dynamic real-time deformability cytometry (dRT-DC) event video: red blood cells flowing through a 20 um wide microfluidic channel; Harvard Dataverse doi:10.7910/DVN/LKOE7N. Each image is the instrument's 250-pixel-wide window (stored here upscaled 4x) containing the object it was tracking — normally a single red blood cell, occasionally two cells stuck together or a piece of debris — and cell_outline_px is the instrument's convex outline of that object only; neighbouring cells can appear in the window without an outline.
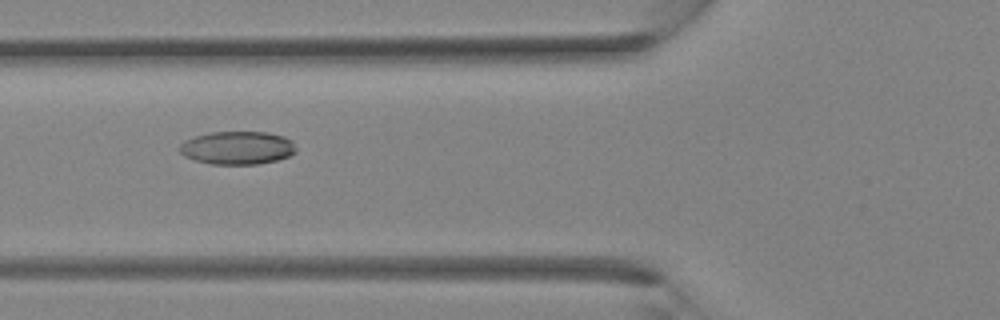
{"species": "Egyptian fruit bat (a non-hibernating species)", "species_latin": "Rousettus aegyptiacus", "temperature_condition": "room temperature", "stored_images_in_passage": 30, "camera_frame_rate_fps": 3000, "um_per_image_px": 0.085, "animal": {"sex": "female"}, "frame": {"image": 1, "passage_image": 9, "time_ms": 2.667, "image_size_px": [1000, 320], "cell_outline_px": [[296, 152], [288, 156], [276, 160], [256, 164], [212, 164], [196, 160], [184, 156], [180, 152], [180, 144], [184, 140], [196, 136], [212, 132], [268, 132], [284, 136], [292, 140], [296, 148]], "centroid_in_image_um": [20.19, 12.56], "position_along_channel_um": 105.6, "area_um2": 22.43}}
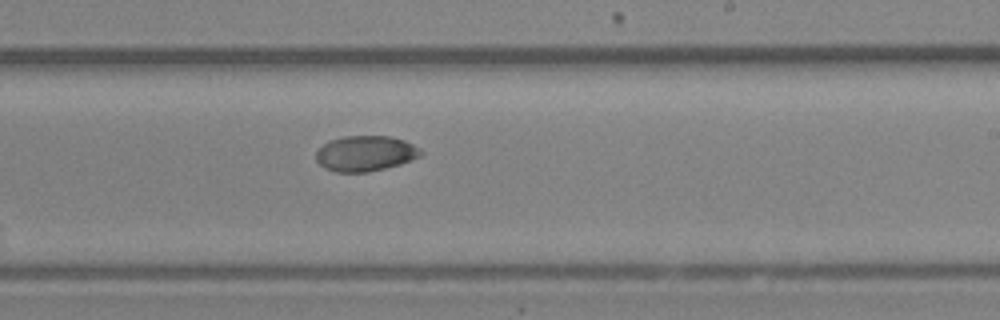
{"frame": {"image": 2, "passage_image": 17, "time_ms": 5.333, "image_size_px": [1000, 320], "cell_outline_px": [[424, 152], [420, 156], [412, 160], [400, 164], [368, 172], [336, 172], [324, 168], [316, 160], [316, 152], [324, 144], [332, 140], [344, 136], [388, 136], [404, 140], [420, 148]], "centroid_in_image_um": [31.07, 13.05], "position_along_channel_um": 257.9, "area_um2": 21.56}}
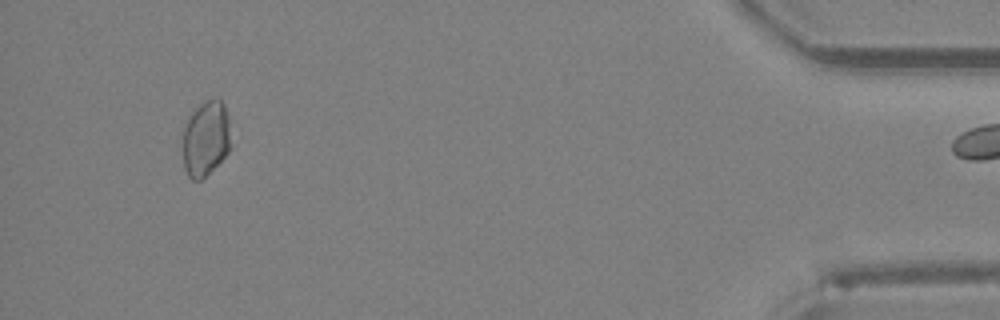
{"frame": {"image": 3, "passage_image": 29, "time_ms": 9.333, "image_size_px": [1000, 320], "cell_outline_px": [[228, 152], [200, 180], [192, 180], [188, 176], [184, 168], [180, 140], [184, 128], [192, 112], [200, 104], [216, 96], [224, 104], [228, 116]], "centroid_in_image_um": [17.42, 11.76], "position_along_channel_um": 417.8, "area_um2": 20.98}}